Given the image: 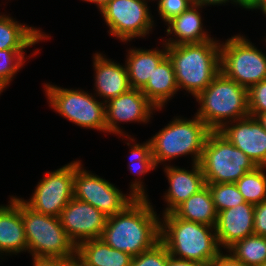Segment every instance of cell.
<instances>
[{"mask_svg":"<svg viewBox=\"0 0 266 266\" xmlns=\"http://www.w3.org/2000/svg\"><path fill=\"white\" fill-rule=\"evenodd\" d=\"M161 220L148 198H136L123 211L107 218L101 239L135 257L160 241Z\"/></svg>","mask_w":266,"mask_h":266,"instance_id":"6da1fadb","label":"cell"},{"mask_svg":"<svg viewBox=\"0 0 266 266\" xmlns=\"http://www.w3.org/2000/svg\"><path fill=\"white\" fill-rule=\"evenodd\" d=\"M220 43L213 37L203 43L167 45L179 90L195 98L213 81L220 72Z\"/></svg>","mask_w":266,"mask_h":266,"instance_id":"7a4b0ae2","label":"cell"},{"mask_svg":"<svg viewBox=\"0 0 266 266\" xmlns=\"http://www.w3.org/2000/svg\"><path fill=\"white\" fill-rule=\"evenodd\" d=\"M162 217L160 241L171 256L209 265L223 250L215 227L178 218L173 212Z\"/></svg>","mask_w":266,"mask_h":266,"instance_id":"3957f363","label":"cell"},{"mask_svg":"<svg viewBox=\"0 0 266 266\" xmlns=\"http://www.w3.org/2000/svg\"><path fill=\"white\" fill-rule=\"evenodd\" d=\"M195 98L200 108L194 115L211 131H219L227 123L249 116L247 89L222 72Z\"/></svg>","mask_w":266,"mask_h":266,"instance_id":"277c9868","label":"cell"},{"mask_svg":"<svg viewBox=\"0 0 266 266\" xmlns=\"http://www.w3.org/2000/svg\"><path fill=\"white\" fill-rule=\"evenodd\" d=\"M210 132L196 115L192 119L177 116L149 139L156 166L186 155H191L192 163H199Z\"/></svg>","mask_w":266,"mask_h":266,"instance_id":"5b68a950","label":"cell"},{"mask_svg":"<svg viewBox=\"0 0 266 266\" xmlns=\"http://www.w3.org/2000/svg\"><path fill=\"white\" fill-rule=\"evenodd\" d=\"M82 165L81 161H74L73 197L91 204L107 217L120 213L136 198H148L141 178L134 179L129 195H125L114 184L87 171Z\"/></svg>","mask_w":266,"mask_h":266,"instance_id":"8992f818","label":"cell"},{"mask_svg":"<svg viewBox=\"0 0 266 266\" xmlns=\"http://www.w3.org/2000/svg\"><path fill=\"white\" fill-rule=\"evenodd\" d=\"M22 221L27 252L32 257L76 258V246L68 238L59 217L33 210L22 198Z\"/></svg>","mask_w":266,"mask_h":266,"instance_id":"52a82bcc","label":"cell"},{"mask_svg":"<svg viewBox=\"0 0 266 266\" xmlns=\"http://www.w3.org/2000/svg\"><path fill=\"white\" fill-rule=\"evenodd\" d=\"M206 183H235L257 166L218 131H211L199 162Z\"/></svg>","mask_w":266,"mask_h":266,"instance_id":"ba28073f","label":"cell"},{"mask_svg":"<svg viewBox=\"0 0 266 266\" xmlns=\"http://www.w3.org/2000/svg\"><path fill=\"white\" fill-rule=\"evenodd\" d=\"M220 72L247 90L266 79V54L237 34L220 43Z\"/></svg>","mask_w":266,"mask_h":266,"instance_id":"9c48e42d","label":"cell"},{"mask_svg":"<svg viewBox=\"0 0 266 266\" xmlns=\"http://www.w3.org/2000/svg\"><path fill=\"white\" fill-rule=\"evenodd\" d=\"M49 107L62 117L86 129L106 132L105 102L96 100L92 93L44 84Z\"/></svg>","mask_w":266,"mask_h":266,"instance_id":"30bf717a","label":"cell"},{"mask_svg":"<svg viewBox=\"0 0 266 266\" xmlns=\"http://www.w3.org/2000/svg\"><path fill=\"white\" fill-rule=\"evenodd\" d=\"M148 1L151 0H111L100 11L108 33L125 43L148 35L154 28Z\"/></svg>","mask_w":266,"mask_h":266,"instance_id":"8fae6325","label":"cell"},{"mask_svg":"<svg viewBox=\"0 0 266 266\" xmlns=\"http://www.w3.org/2000/svg\"><path fill=\"white\" fill-rule=\"evenodd\" d=\"M38 182L30 199L24 202L33 210L59 217L63 208L73 198L74 161L47 172Z\"/></svg>","mask_w":266,"mask_h":266,"instance_id":"7c38bea8","label":"cell"},{"mask_svg":"<svg viewBox=\"0 0 266 266\" xmlns=\"http://www.w3.org/2000/svg\"><path fill=\"white\" fill-rule=\"evenodd\" d=\"M156 108L139 89H130L118 97L111 98L105 103L106 132L127 137L135 142V138L125 134L119 123H147L153 117Z\"/></svg>","mask_w":266,"mask_h":266,"instance_id":"4fadbf2b","label":"cell"},{"mask_svg":"<svg viewBox=\"0 0 266 266\" xmlns=\"http://www.w3.org/2000/svg\"><path fill=\"white\" fill-rule=\"evenodd\" d=\"M107 218L103 212L91 204L74 197L59 216L62 227L75 246L86 240L100 239Z\"/></svg>","mask_w":266,"mask_h":266,"instance_id":"5bb4252c","label":"cell"},{"mask_svg":"<svg viewBox=\"0 0 266 266\" xmlns=\"http://www.w3.org/2000/svg\"><path fill=\"white\" fill-rule=\"evenodd\" d=\"M218 132L245 153L257 167H266V131L256 117L247 116L229 122Z\"/></svg>","mask_w":266,"mask_h":266,"instance_id":"9a60e30c","label":"cell"},{"mask_svg":"<svg viewBox=\"0 0 266 266\" xmlns=\"http://www.w3.org/2000/svg\"><path fill=\"white\" fill-rule=\"evenodd\" d=\"M165 166L164 172L168 179L169 187L164 193V201L167 208L163 214L172 213L179 205L190 196L198 193L206 186L205 178L199 163H192V170H187L177 166Z\"/></svg>","mask_w":266,"mask_h":266,"instance_id":"2e32d148","label":"cell"},{"mask_svg":"<svg viewBox=\"0 0 266 266\" xmlns=\"http://www.w3.org/2000/svg\"><path fill=\"white\" fill-rule=\"evenodd\" d=\"M254 207L245 202L218 212L215 231L220 248L227 250L235 242L254 234Z\"/></svg>","mask_w":266,"mask_h":266,"instance_id":"e0dca14e","label":"cell"},{"mask_svg":"<svg viewBox=\"0 0 266 266\" xmlns=\"http://www.w3.org/2000/svg\"><path fill=\"white\" fill-rule=\"evenodd\" d=\"M8 205H0V255L27 251L22 221V197L10 196ZM0 256V257H2Z\"/></svg>","mask_w":266,"mask_h":266,"instance_id":"ac0fdd59","label":"cell"},{"mask_svg":"<svg viewBox=\"0 0 266 266\" xmlns=\"http://www.w3.org/2000/svg\"><path fill=\"white\" fill-rule=\"evenodd\" d=\"M105 57V54L96 52L93 56V66L94 86L97 93V95L94 93V96L103 98V102L106 103L111 98L129 91L131 86L126 66Z\"/></svg>","mask_w":266,"mask_h":266,"instance_id":"d6986e66","label":"cell"},{"mask_svg":"<svg viewBox=\"0 0 266 266\" xmlns=\"http://www.w3.org/2000/svg\"><path fill=\"white\" fill-rule=\"evenodd\" d=\"M203 7L192 4L187 10L179 16L173 18L166 25V34L176 37L169 38L163 42L166 45H182V44H197L203 43L213 38L208 34L206 29H203L202 16L200 11Z\"/></svg>","mask_w":266,"mask_h":266,"instance_id":"ffe728a7","label":"cell"},{"mask_svg":"<svg viewBox=\"0 0 266 266\" xmlns=\"http://www.w3.org/2000/svg\"><path fill=\"white\" fill-rule=\"evenodd\" d=\"M125 61L129 83L132 89L141 90L152 76L157 65L167 56V45L163 49L129 48Z\"/></svg>","mask_w":266,"mask_h":266,"instance_id":"44dd1931","label":"cell"},{"mask_svg":"<svg viewBox=\"0 0 266 266\" xmlns=\"http://www.w3.org/2000/svg\"><path fill=\"white\" fill-rule=\"evenodd\" d=\"M132 259L130 254L111 248L101 238L76 246V261L81 266H130Z\"/></svg>","mask_w":266,"mask_h":266,"instance_id":"7402d4cb","label":"cell"},{"mask_svg":"<svg viewBox=\"0 0 266 266\" xmlns=\"http://www.w3.org/2000/svg\"><path fill=\"white\" fill-rule=\"evenodd\" d=\"M178 90L173 65L168 56L157 65L152 76L141 89L147 99L160 110L167 105V101L169 102Z\"/></svg>","mask_w":266,"mask_h":266,"instance_id":"603a6c76","label":"cell"},{"mask_svg":"<svg viewBox=\"0 0 266 266\" xmlns=\"http://www.w3.org/2000/svg\"><path fill=\"white\" fill-rule=\"evenodd\" d=\"M47 38L50 36L40 29L18 23L9 15L0 14V50L29 49Z\"/></svg>","mask_w":266,"mask_h":266,"instance_id":"cb8c5ba5","label":"cell"},{"mask_svg":"<svg viewBox=\"0 0 266 266\" xmlns=\"http://www.w3.org/2000/svg\"><path fill=\"white\" fill-rule=\"evenodd\" d=\"M173 213L178 218L212 227L216 226L218 218V212L207 185L179 205Z\"/></svg>","mask_w":266,"mask_h":266,"instance_id":"d4e9b609","label":"cell"},{"mask_svg":"<svg viewBox=\"0 0 266 266\" xmlns=\"http://www.w3.org/2000/svg\"><path fill=\"white\" fill-rule=\"evenodd\" d=\"M246 266L266 264V237L252 234L235 242L227 250Z\"/></svg>","mask_w":266,"mask_h":266,"instance_id":"484cf974","label":"cell"},{"mask_svg":"<svg viewBox=\"0 0 266 266\" xmlns=\"http://www.w3.org/2000/svg\"><path fill=\"white\" fill-rule=\"evenodd\" d=\"M266 167H256L235 182L245 202L257 205L266 200Z\"/></svg>","mask_w":266,"mask_h":266,"instance_id":"4316f807","label":"cell"},{"mask_svg":"<svg viewBox=\"0 0 266 266\" xmlns=\"http://www.w3.org/2000/svg\"><path fill=\"white\" fill-rule=\"evenodd\" d=\"M206 185L210 189L217 212L245 203L235 183H206Z\"/></svg>","mask_w":266,"mask_h":266,"instance_id":"83f0119b","label":"cell"},{"mask_svg":"<svg viewBox=\"0 0 266 266\" xmlns=\"http://www.w3.org/2000/svg\"><path fill=\"white\" fill-rule=\"evenodd\" d=\"M131 141L127 143V145L131 148V158L130 163L128 165L129 171L133 175H139L138 177L145 175L151 170L156 169V164L154 162V158L152 156L151 151V143L150 141H146L143 144L136 143L131 145Z\"/></svg>","mask_w":266,"mask_h":266,"instance_id":"f1b7e54d","label":"cell"},{"mask_svg":"<svg viewBox=\"0 0 266 266\" xmlns=\"http://www.w3.org/2000/svg\"><path fill=\"white\" fill-rule=\"evenodd\" d=\"M25 49L0 50V84L7 88L13 76L19 72L25 59Z\"/></svg>","mask_w":266,"mask_h":266,"instance_id":"f546056e","label":"cell"},{"mask_svg":"<svg viewBox=\"0 0 266 266\" xmlns=\"http://www.w3.org/2000/svg\"><path fill=\"white\" fill-rule=\"evenodd\" d=\"M169 257L166 246L159 241L151 249L133 257L130 266H167Z\"/></svg>","mask_w":266,"mask_h":266,"instance_id":"4dcf8cb0","label":"cell"},{"mask_svg":"<svg viewBox=\"0 0 266 266\" xmlns=\"http://www.w3.org/2000/svg\"><path fill=\"white\" fill-rule=\"evenodd\" d=\"M249 116L256 117L266 111V79L256 83L248 90Z\"/></svg>","mask_w":266,"mask_h":266,"instance_id":"1f68e13d","label":"cell"},{"mask_svg":"<svg viewBox=\"0 0 266 266\" xmlns=\"http://www.w3.org/2000/svg\"><path fill=\"white\" fill-rule=\"evenodd\" d=\"M154 1V0H153ZM156 1V0H155ZM157 9L164 23H168L173 18L179 16L192 4V0H157Z\"/></svg>","mask_w":266,"mask_h":266,"instance_id":"d6a6232c","label":"cell"},{"mask_svg":"<svg viewBox=\"0 0 266 266\" xmlns=\"http://www.w3.org/2000/svg\"><path fill=\"white\" fill-rule=\"evenodd\" d=\"M254 234L266 237V200L254 207Z\"/></svg>","mask_w":266,"mask_h":266,"instance_id":"836d02e7","label":"cell"},{"mask_svg":"<svg viewBox=\"0 0 266 266\" xmlns=\"http://www.w3.org/2000/svg\"><path fill=\"white\" fill-rule=\"evenodd\" d=\"M33 266H72L76 258L32 257Z\"/></svg>","mask_w":266,"mask_h":266,"instance_id":"e575fe53","label":"cell"},{"mask_svg":"<svg viewBox=\"0 0 266 266\" xmlns=\"http://www.w3.org/2000/svg\"><path fill=\"white\" fill-rule=\"evenodd\" d=\"M223 254L221 251L209 264V266H246L236 259L230 252Z\"/></svg>","mask_w":266,"mask_h":266,"instance_id":"d590c367","label":"cell"},{"mask_svg":"<svg viewBox=\"0 0 266 266\" xmlns=\"http://www.w3.org/2000/svg\"><path fill=\"white\" fill-rule=\"evenodd\" d=\"M167 266H209V265L203 264L200 262L175 258V257L170 255V257L168 258V265Z\"/></svg>","mask_w":266,"mask_h":266,"instance_id":"8d00e7d4","label":"cell"},{"mask_svg":"<svg viewBox=\"0 0 266 266\" xmlns=\"http://www.w3.org/2000/svg\"><path fill=\"white\" fill-rule=\"evenodd\" d=\"M193 4L195 5H199L201 7L204 6H209V5H222V4H226V3H232V0H192Z\"/></svg>","mask_w":266,"mask_h":266,"instance_id":"74e56055","label":"cell"},{"mask_svg":"<svg viewBox=\"0 0 266 266\" xmlns=\"http://www.w3.org/2000/svg\"><path fill=\"white\" fill-rule=\"evenodd\" d=\"M248 10H261L266 16V0H254V2L247 8Z\"/></svg>","mask_w":266,"mask_h":266,"instance_id":"f35d334b","label":"cell"},{"mask_svg":"<svg viewBox=\"0 0 266 266\" xmlns=\"http://www.w3.org/2000/svg\"><path fill=\"white\" fill-rule=\"evenodd\" d=\"M254 2V0H232V4L239 5L242 9H246Z\"/></svg>","mask_w":266,"mask_h":266,"instance_id":"ab89813d","label":"cell"},{"mask_svg":"<svg viewBox=\"0 0 266 266\" xmlns=\"http://www.w3.org/2000/svg\"><path fill=\"white\" fill-rule=\"evenodd\" d=\"M84 1L94 3L95 5H97L99 11H101L111 0H84Z\"/></svg>","mask_w":266,"mask_h":266,"instance_id":"60d3db41","label":"cell"},{"mask_svg":"<svg viewBox=\"0 0 266 266\" xmlns=\"http://www.w3.org/2000/svg\"><path fill=\"white\" fill-rule=\"evenodd\" d=\"M256 119L260 122L262 128L266 131V111L259 113L256 116Z\"/></svg>","mask_w":266,"mask_h":266,"instance_id":"b9f144b4","label":"cell"},{"mask_svg":"<svg viewBox=\"0 0 266 266\" xmlns=\"http://www.w3.org/2000/svg\"><path fill=\"white\" fill-rule=\"evenodd\" d=\"M4 89H5V87L0 84V95L3 92Z\"/></svg>","mask_w":266,"mask_h":266,"instance_id":"7bdbcfd3","label":"cell"},{"mask_svg":"<svg viewBox=\"0 0 266 266\" xmlns=\"http://www.w3.org/2000/svg\"><path fill=\"white\" fill-rule=\"evenodd\" d=\"M72 266H81L77 261Z\"/></svg>","mask_w":266,"mask_h":266,"instance_id":"ee69618b","label":"cell"}]
</instances>
